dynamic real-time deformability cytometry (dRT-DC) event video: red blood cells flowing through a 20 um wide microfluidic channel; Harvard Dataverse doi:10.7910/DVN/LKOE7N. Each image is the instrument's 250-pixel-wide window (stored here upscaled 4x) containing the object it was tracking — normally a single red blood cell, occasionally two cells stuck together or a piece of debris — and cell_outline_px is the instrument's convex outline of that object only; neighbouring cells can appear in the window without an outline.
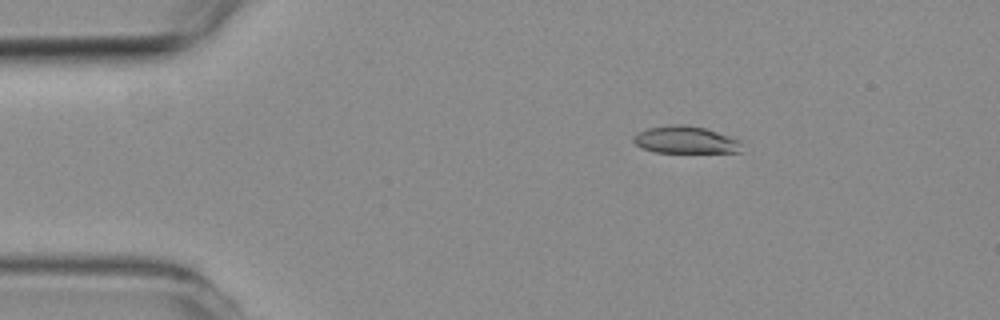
{"species": "common noctule bat (a hibernating species)", "species_latin": "Nyctalus noctula", "temperature_condition": "room temperature", "stored_images_in_passage": 8, "camera_frame_rate_fps": 3000, "um_per_image_px": 0.085, "animal": {"sex": "female", "body_mass_g": 19.3, "forearm_length_mm": 54.1}, "frame": {"image": 1, "passage_image": 2, "time_ms": 1.0, "image_size_px": [1000, 320], "cell_outline_px": [[740, 152], [656, 152], [640, 148], [632, 140], [632, 136], [636, 132], [648, 128], [668, 124], [684, 124], [704, 128], [740, 140]], "centroid_in_image_um": [58.18, 11.88], "position_along_channel_um": 26.8, "area_um2": 17.17}}
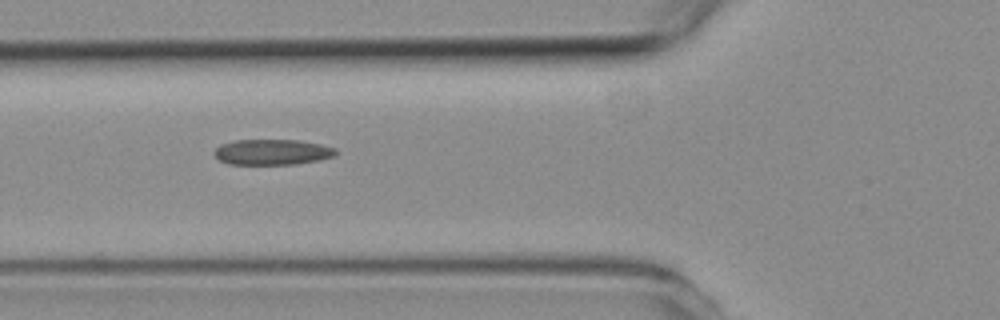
{"frame": {"image": 2, "passage_image": 5, "time_ms": 4.667, "image_size_px": [1000, 320], "cell_outline_px": [[336, 156], [320, 160], [296, 164], [228, 164], [220, 160], [212, 152], [220, 144], [236, 140], [296, 140], [320, 144], [336, 148]], "centroid_in_image_um": [23.14, 12.93], "position_along_channel_um": 102.7, "area_um2": 18.15}}
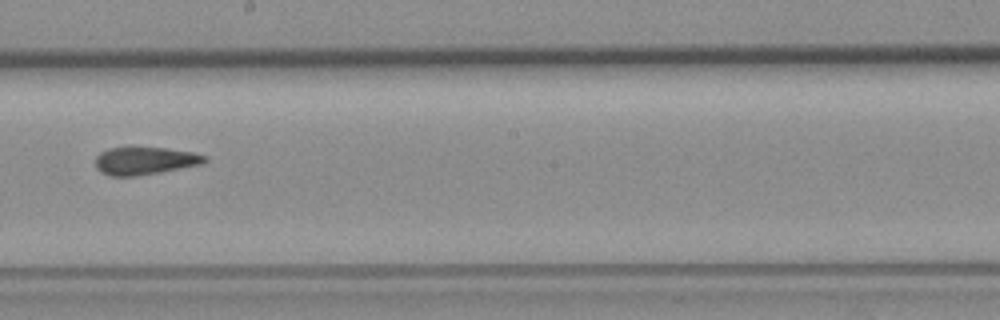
{"frame": {"image": 3, "passage_image": 8, "time_ms": 8.0, "image_size_px": [1000, 320], "cell_outline_px": [[208, 160], [204, 164], [160, 172], [132, 176], [112, 176], [100, 172], [96, 168], [96, 156], [100, 152], [108, 148], [132, 144], [164, 148], [192, 152], [208, 156]], "centroid_in_image_um": [12.3, 13.62], "position_along_channel_um": 235.9, "area_um2": 18.38}}